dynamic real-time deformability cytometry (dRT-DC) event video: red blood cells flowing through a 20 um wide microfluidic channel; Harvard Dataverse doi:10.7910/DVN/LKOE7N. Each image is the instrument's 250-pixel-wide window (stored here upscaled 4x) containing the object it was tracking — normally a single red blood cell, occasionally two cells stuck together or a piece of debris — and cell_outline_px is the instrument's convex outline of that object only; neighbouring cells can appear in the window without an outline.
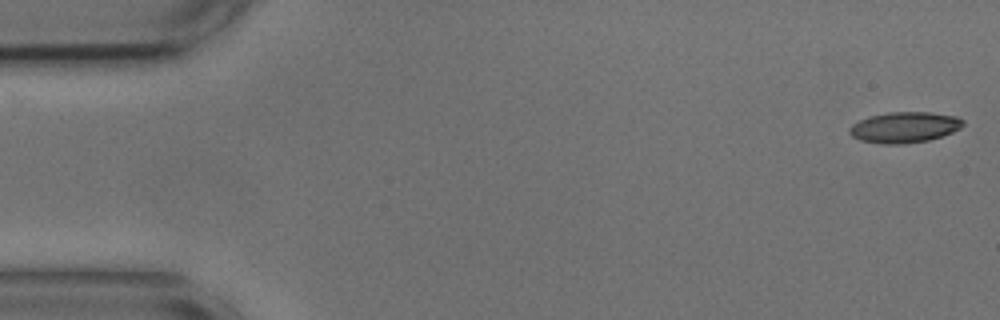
{"species": "common noctule bat (a hibernating species)", "species_latin": "Nyctalus noctula", "temperature_condition": "cold", "stored_images_in_passage": 23, "camera_frame_rate_fps": 3000, "um_per_image_px": 0.085, "animal": {"sex": "male", "body_mass_g": 17.9, "forearm_length_mm": 54.2}, "frame": {"image": 1, "passage_image": 1, "time_ms": 0.0, "image_size_px": [1000, 320], "cell_outline_px": [[964, 124], [960, 128], [952, 132], [928, 140], [904, 144], [884, 144], [860, 140], [852, 136], [848, 132], [848, 128], [852, 124], [868, 116], [888, 112], [932, 112], [956, 116], [964, 120]], "centroid_in_image_um": [76.86, 10.81], "position_along_channel_um": 8.1, "area_um2": 20.46}}
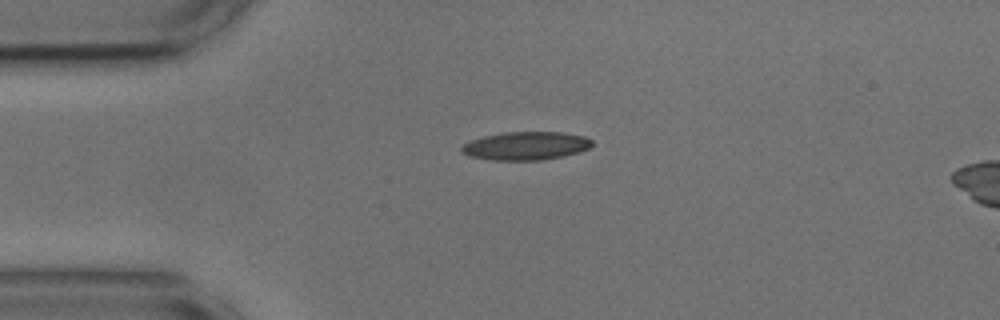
{"frame": {"image": 2, "passage_image": 12, "time_ms": 3.667, "image_size_px": [1000, 320], "cell_outline_px": [[592, 144], [588, 148], [564, 156], [540, 160], [492, 160], [472, 156], [460, 152], [460, 148], [464, 144], [472, 140], [484, 136], [504, 132], [564, 132], [584, 136], [592, 140]], "centroid_in_image_um": [44.69, 12.39], "position_along_channel_um": 40.3, "area_um2": 21.33}}